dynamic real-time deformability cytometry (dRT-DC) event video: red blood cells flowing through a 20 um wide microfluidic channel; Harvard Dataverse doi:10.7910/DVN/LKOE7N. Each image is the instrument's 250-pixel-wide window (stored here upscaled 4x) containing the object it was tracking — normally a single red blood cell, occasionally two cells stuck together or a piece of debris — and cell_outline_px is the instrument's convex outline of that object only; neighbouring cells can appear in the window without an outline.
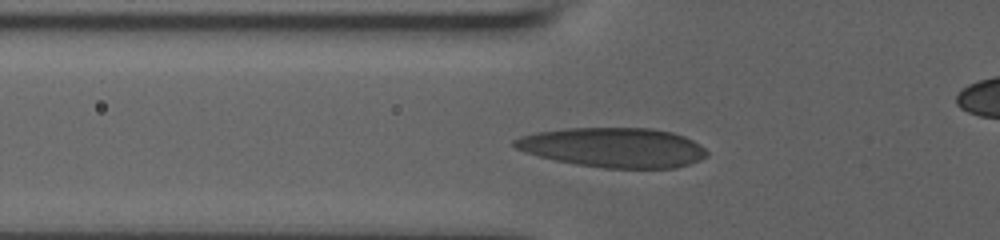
{"species": "human", "species_latin": "Homo sapiens", "temperature_condition": "room temperature", "stored_images_in_passage": 48, "camera_frame_rate_fps": 3000, "um_per_image_px": 0.085, "donor": {"sex": "male"}, "frame": {"image": 1, "passage_image": 11, "time_ms": 4.667, "image_size_px": [1000, 240], "cell_outline_px": [[708, 156], [700, 160], [676, 168], [604, 168], [576, 164], [556, 160], [524, 152], [516, 148], [512, 144], [512, 140], [520, 136], [536, 132], [568, 128], [652, 128], [672, 132], [684, 136], [700, 144], [708, 152]], "centroid_in_image_um": [52.15, 12.53], "position_along_channel_um": 73.6, "area_um2": 44.56}}
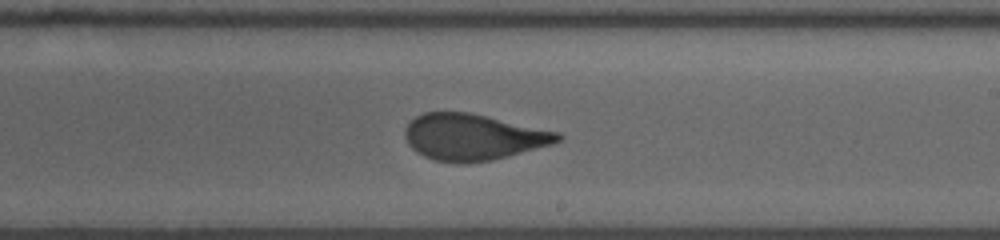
{"frame": {"image": 2, "passage_image": 26, "time_ms": 9.333, "image_size_px": [1000, 240], "cell_outline_px": [[564, 136], [560, 140], [552, 144], [508, 156], [492, 160], [464, 164], [432, 160], [416, 152], [408, 144], [404, 136], [404, 128], [416, 116], [424, 112], [468, 112], [560, 132]], "centroid_in_image_um": [40.19, 11.66], "position_along_channel_um": 248.8, "area_um2": 41.27}}
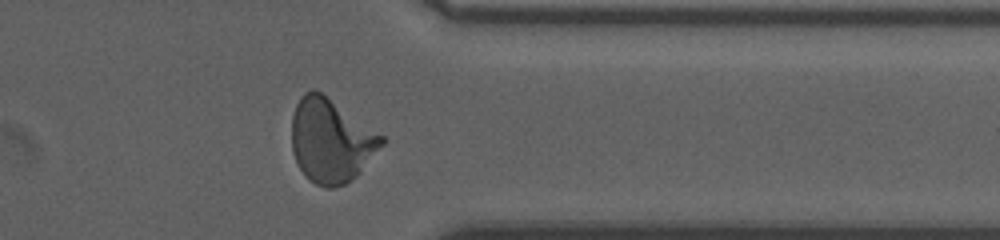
{"frame": {"image": 3, "passage_image": 42, "time_ms": 13.0, "image_size_px": [1000, 240], "cell_outline_px": [[384, 144], [360, 172], [356, 176], [344, 184], [332, 188], [324, 188], [308, 180], [304, 176], [292, 152], [292, 116], [296, 104], [300, 96], [304, 92], [312, 88], [320, 92], [384, 136]], "centroid_in_image_um": [28.11, 11.96], "position_along_channel_um": 383.3, "area_um2": 43.75}, "authors_computed_cell_mechanics": {"area_um2": 41.4137, "velocity_mm_per_s": 3.7756, "shape_relaxation_time_tau1_ms": null, "shape_relaxation_time_tau2_ms": 0.7068, "deformation_change_tau1": null, "deformation_change_tau2": 0.0785}}